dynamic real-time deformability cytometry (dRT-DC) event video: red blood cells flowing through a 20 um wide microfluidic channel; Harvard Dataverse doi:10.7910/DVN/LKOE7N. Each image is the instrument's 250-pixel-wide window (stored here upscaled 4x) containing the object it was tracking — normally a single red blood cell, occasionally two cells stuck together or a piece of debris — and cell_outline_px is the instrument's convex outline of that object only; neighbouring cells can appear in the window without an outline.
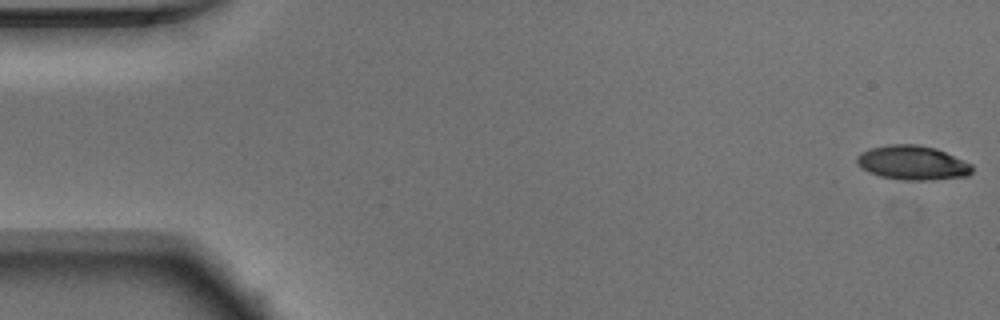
{"species": "Egyptian fruit bat (a non-hibernating species)", "species_latin": "Rousettus aegyptiacus", "temperature_condition": "warm", "stored_images_in_passage": 51, "camera_frame_rate_fps": 3000, "um_per_image_px": 0.085, "animal": {"sex": "male"}, "frame": {"image": 1, "passage_image": 1, "time_ms": 0.0, "image_size_px": [1000, 320], "cell_outline_px": [[972, 172], [968, 176], [932, 180], [900, 180], [880, 176], [868, 172], [856, 164], [856, 156], [860, 152], [872, 148], [888, 144], [920, 144], [936, 148], [972, 164]], "centroid_in_image_um": [77.55, 13.84], "position_along_channel_um": 7.5, "area_um2": 23.24}}
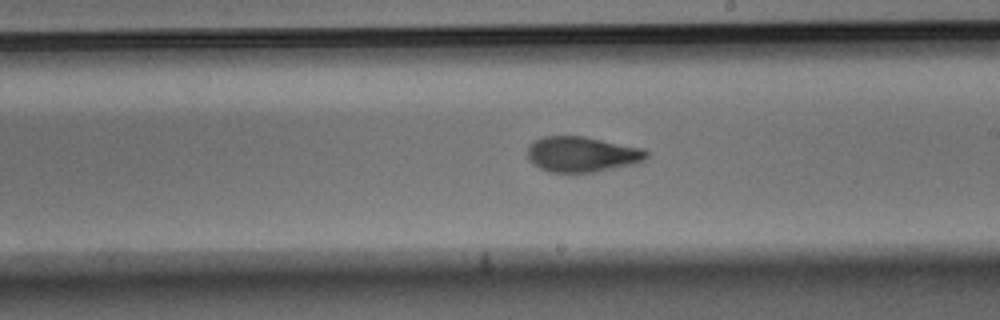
{"frame": {"image": 2, "passage_image": 29, "time_ms": 9.333, "image_size_px": [1000, 320], "cell_outline_px": [[648, 156], [644, 160], [636, 164], [596, 172], [548, 172], [540, 168], [528, 160], [528, 148], [536, 140], [544, 136], [584, 136], [644, 148], [648, 152]], "centroid_in_image_um": [49.51, 13.12], "position_along_channel_um": 239.5, "area_um2": 24.68}}
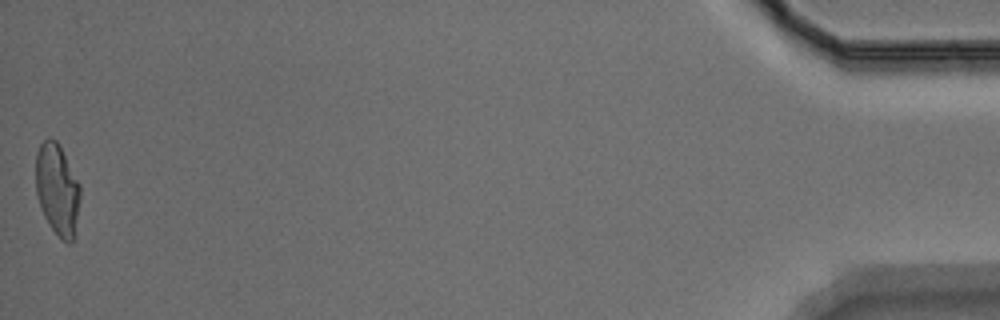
{"frame": {"image": 3, "passage_image": 51, "time_ms": 16.667, "image_size_px": [1000, 320], "cell_outline_px": [[80, 200], [72, 244], [68, 244], [60, 240], [44, 216], [36, 192], [36, 152], [40, 144], [48, 136], [56, 140], [80, 184]], "centroid_in_image_um": [4.87, 16.11], "position_along_channel_um": 430.3, "area_um2": 23.58}, "authors_computed_cell_mechanics": {"area_um2": 24.2182, "velocity_mm_per_s": 3.9383, "shape_relaxation_time_tau1_ms": 4.9514, "shape_relaxation_time_tau2_ms": 1.8371, "deformation_change_tau1": 0.1921, "deformation_change_tau2": 0.082}}